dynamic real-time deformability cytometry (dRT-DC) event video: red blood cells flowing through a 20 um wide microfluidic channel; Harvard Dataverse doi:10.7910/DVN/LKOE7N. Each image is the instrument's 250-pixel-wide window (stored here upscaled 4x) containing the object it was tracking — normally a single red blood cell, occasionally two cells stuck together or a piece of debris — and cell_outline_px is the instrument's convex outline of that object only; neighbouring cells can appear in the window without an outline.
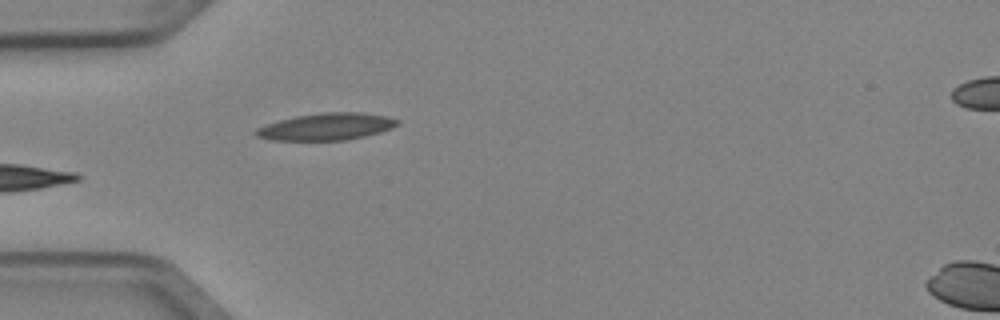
{"species": "Egyptian fruit bat (a non-hibernating species)", "species_latin": "Rousettus aegyptiacus", "temperature_condition": "cold", "stored_images_in_passage": 3, "camera_frame_rate_fps": 3000, "um_per_image_px": 0.085, "animal": {"sex": "female"}, "frame": {"image": 1, "passage_image": 3, "time_ms": 0.667, "image_size_px": [1000, 320], "cell_outline_px": [[400, 124], [392, 128], [380, 132], [348, 140], [272, 140], [256, 136], [252, 132], [256, 128], [280, 120], [296, 116], [324, 112], [360, 112], [384, 116], [400, 120]], "centroid_in_image_um": [27.75, 10.77], "position_along_channel_um": 57.2, "area_um2": 22.2}}